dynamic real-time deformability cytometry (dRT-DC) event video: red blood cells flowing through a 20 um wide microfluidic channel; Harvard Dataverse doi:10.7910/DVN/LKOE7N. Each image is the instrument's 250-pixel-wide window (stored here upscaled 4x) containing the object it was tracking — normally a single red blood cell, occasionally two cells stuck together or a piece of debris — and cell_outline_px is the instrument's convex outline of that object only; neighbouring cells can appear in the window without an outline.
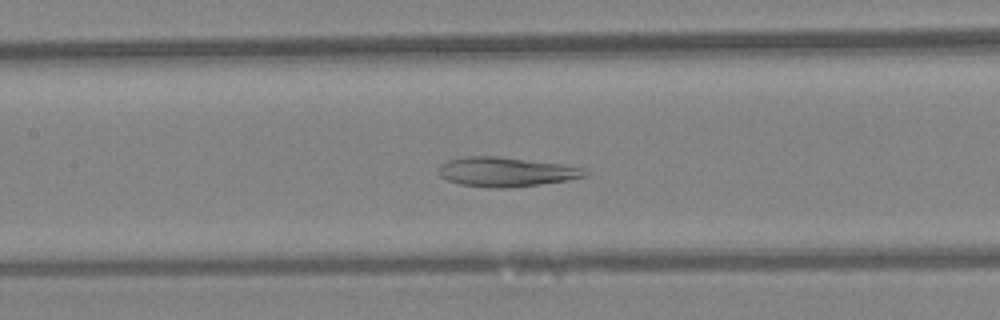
{"species": "Egyptian fruit bat (a non-hibernating species)", "species_latin": "Rousettus aegyptiacus", "temperature_condition": "warm", "stored_images_in_passage": 8, "camera_frame_rate_fps": 3000, "um_per_image_px": 0.085, "animal": {"sex": "female"}, "frame": {"image": 1, "passage_image": 7, "time_ms": 2.0, "image_size_px": [1000, 320], "cell_outline_px": [[588, 176], [568, 180], [540, 184], [508, 188], [492, 188], [460, 184], [448, 180], [440, 176], [440, 168], [448, 160], [468, 156], [496, 156], [564, 164], [584, 168], [588, 172]], "centroid_in_image_um": [43.08, 14.61], "position_along_channel_um": 164.3, "area_um2": 24.97}}